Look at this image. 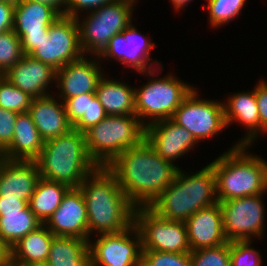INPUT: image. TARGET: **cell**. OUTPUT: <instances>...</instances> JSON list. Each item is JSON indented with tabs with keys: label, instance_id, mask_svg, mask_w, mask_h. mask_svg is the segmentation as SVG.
Wrapping results in <instances>:
<instances>
[{
	"label": "cell",
	"instance_id": "cell-34",
	"mask_svg": "<svg viewBox=\"0 0 267 266\" xmlns=\"http://www.w3.org/2000/svg\"><path fill=\"white\" fill-rule=\"evenodd\" d=\"M252 241L230 242L231 266H261L260 252L250 247Z\"/></svg>",
	"mask_w": 267,
	"mask_h": 266
},
{
	"label": "cell",
	"instance_id": "cell-13",
	"mask_svg": "<svg viewBox=\"0 0 267 266\" xmlns=\"http://www.w3.org/2000/svg\"><path fill=\"white\" fill-rule=\"evenodd\" d=\"M89 248L90 266H141V235L134 223L121 232L99 234Z\"/></svg>",
	"mask_w": 267,
	"mask_h": 266
},
{
	"label": "cell",
	"instance_id": "cell-11",
	"mask_svg": "<svg viewBox=\"0 0 267 266\" xmlns=\"http://www.w3.org/2000/svg\"><path fill=\"white\" fill-rule=\"evenodd\" d=\"M262 196L258 194L219 202L224 234L229 242L262 237L266 213Z\"/></svg>",
	"mask_w": 267,
	"mask_h": 266
},
{
	"label": "cell",
	"instance_id": "cell-5",
	"mask_svg": "<svg viewBox=\"0 0 267 266\" xmlns=\"http://www.w3.org/2000/svg\"><path fill=\"white\" fill-rule=\"evenodd\" d=\"M40 178L79 188L98 165L86 150L85 134L76 129L44 142L35 160Z\"/></svg>",
	"mask_w": 267,
	"mask_h": 266
},
{
	"label": "cell",
	"instance_id": "cell-46",
	"mask_svg": "<svg viewBox=\"0 0 267 266\" xmlns=\"http://www.w3.org/2000/svg\"><path fill=\"white\" fill-rule=\"evenodd\" d=\"M20 266H49L47 262H32L29 264H21Z\"/></svg>",
	"mask_w": 267,
	"mask_h": 266
},
{
	"label": "cell",
	"instance_id": "cell-4",
	"mask_svg": "<svg viewBox=\"0 0 267 266\" xmlns=\"http://www.w3.org/2000/svg\"><path fill=\"white\" fill-rule=\"evenodd\" d=\"M216 196V177L210 163L192 175L179 168L174 181L149 208L168 220L185 222L202 208L217 203Z\"/></svg>",
	"mask_w": 267,
	"mask_h": 266
},
{
	"label": "cell",
	"instance_id": "cell-40",
	"mask_svg": "<svg viewBox=\"0 0 267 266\" xmlns=\"http://www.w3.org/2000/svg\"><path fill=\"white\" fill-rule=\"evenodd\" d=\"M255 95L258 105L260 132L267 133V81H259L255 86Z\"/></svg>",
	"mask_w": 267,
	"mask_h": 266
},
{
	"label": "cell",
	"instance_id": "cell-14",
	"mask_svg": "<svg viewBox=\"0 0 267 266\" xmlns=\"http://www.w3.org/2000/svg\"><path fill=\"white\" fill-rule=\"evenodd\" d=\"M61 15L51 6L16 0L13 30L21 40L23 52L29 55L46 38L49 26Z\"/></svg>",
	"mask_w": 267,
	"mask_h": 266
},
{
	"label": "cell",
	"instance_id": "cell-31",
	"mask_svg": "<svg viewBox=\"0 0 267 266\" xmlns=\"http://www.w3.org/2000/svg\"><path fill=\"white\" fill-rule=\"evenodd\" d=\"M32 99L31 96L14 86L3 75L0 77V107L17 113H26Z\"/></svg>",
	"mask_w": 267,
	"mask_h": 266
},
{
	"label": "cell",
	"instance_id": "cell-42",
	"mask_svg": "<svg viewBox=\"0 0 267 266\" xmlns=\"http://www.w3.org/2000/svg\"><path fill=\"white\" fill-rule=\"evenodd\" d=\"M28 202L16 198H0V216L3 213L20 212L28 206Z\"/></svg>",
	"mask_w": 267,
	"mask_h": 266
},
{
	"label": "cell",
	"instance_id": "cell-8",
	"mask_svg": "<svg viewBox=\"0 0 267 266\" xmlns=\"http://www.w3.org/2000/svg\"><path fill=\"white\" fill-rule=\"evenodd\" d=\"M149 79L150 82L139 89H134L135 113L144 126L171 119L175 110L194 89L171 74L163 78ZM147 118L148 123L145 122Z\"/></svg>",
	"mask_w": 267,
	"mask_h": 266
},
{
	"label": "cell",
	"instance_id": "cell-27",
	"mask_svg": "<svg viewBox=\"0 0 267 266\" xmlns=\"http://www.w3.org/2000/svg\"><path fill=\"white\" fill-rule=\"evenodd\" d=\"M49 266H90L89 241L55 236L50 245Z\"/></svg>",
	"mask_w": 267,
	"mask_h": 266
},
{
	"label": "cell",
	"instance_id": "cell-7",
	"mask_svg": "<svg viewBox=\"0 0 267 266\" xmlns=\"http://www.w3.org/2000/svg\"><path fill=\"white\" fill-rule=\"evenodd\" d=\"M136 1L116 0L91 11L83 20L76 18L84 55L90 53L98 56L113 36L121 33L132 23V11Z\"/></svg>",
	"mask_w": 267,
	"mask_h": 266
},
{
	"label": "cell",
	"instance_id": "cell-1",
	"mask_svg": "<svg viewBox=\"0 0 267 266\" xmlns=\"http://www.w3.org/2000/svg\"><path fill=\"white\" fill-rule=\"evenodd\" d=\"M107 167L135 208L149 207L174 181L179 170L173 162L158 155L146 139L123 151Z\"/></svg>",
	"mask_w": 267,
	"mask_h": 266
},
{
	"label": "cell",
	"instance_id": "cell-37",
	"mask_svg": "<svg viewBox=\"0 0 267 266\" xmlns=\"http://www.w3.org/2000/svg\"><path fill=\"white\" fill-rule=\"evenodd\" d=\"M19 113L0 107V154L11 144Z\"/></svg>",
	"mask_w": 267,
	"mask_h": 266
},
{
	"label": "cell",
	"instance_id": "cell-21",
	"mask_svg": "<svg viewBox=\"0 0 267 266\" xmlns=\"http://www.w3.org/2000/svg\"><path fill=\"white\" fill-rule=\"evenodd\" d=\"M3 76L32 98H38L50 95L46 90L56 80V69L25 55Z\"/></svg>",
	"mask_w": 267,
	"mask_h": 266
},
{
	"label": "cell",
	"instance_id": "cell-23",
	"mask_svg": "<svg viewBox=\"0 0 267 266\" xmlns=\"http://www.w3.org/2000/svg\"><path fill=\"white\" fill-rule=\"evenodd\" d=\"M224 115L227 127L230 123L240 122L247 128V134L239 140L238 146H252L260 133V119L255 88L251 92H238L224 102Z\"/></svg>",
	"mask_w": 267,
	"mask_h": 266
},
{
	"label": "cell",
	"instance_id": "cell-39",
	"mask_svg": "<svg viewBox=\"0 0 267 266\" xmlns=\"http://www.w3.org/2000/svg\"><path fill=\"white\" fill-rule=\"evenodd\" d=\"M114 1L116 0H67L64 16L78 18L80 11L90 12Z\"/></svg>",
	"mask_w": 267,
	"mask_h": 266
},
{
	"label": "cell",
	"instance_id": "cell-38",
	"mask_svg": "<svg viewBox=\"0 0 267 266\" xmlns=\"http://www.w3.org/2000/svg\"><path fill=\"white\" fill-rule=\"evenodd\" d=\"M89 93L65 99L64 105L70 124L73 126L83 114H87Z\"/></svg>",
	"mask_w": 267,
	"mask_h": 266
},
{
	"label": "cell",
	"instance_id": "cell-18",
	"mask_svg": "<svg viewBox=\"0 0 267 266\" xmlns=\"http://www.w3.org/2000/svg\"><path fill=\"white\" fill-rule=\"evenodd\" d=\"M145 139L158 155L170 162L189 152L198 143L188 130L172 119L146 125Z\"/></svg>",
	"mask_w": 267,
	"mask_h": 266
},
{
	"label": "cell",
	"instance_id": "cell-20",
	"mask_svg": "<svg viewBox=\"0 0 267 266\" xmlns=\"http://www.w3.org/2000/svg\"><path fill=\"white\" fill-rule=\"evenodd\" d=\"M191 251L216 247L228 242L223 230L219 202L202 208L185 221Z\"/></svg>",
	"mask_w": 267,
	"mask_h": 266
},
{
	"label": "cell",
	"instance_id": "cell-6",
	"mask_svg": "<svg viewBox=\"0 0 267 266\" xmlns=\"http://www.w3.org/2000/svg\"><path fill=\"white\" fill-rule=\"evenodd\" d=\"M84 134L89 157L98 166H108L145 139V126L136 115H108Z\"/></svg>",
	"mask_w": 267,
	"mask_h": 266
},
{
	"label": "cell",
	"instance_id": "cell-24",
	"mask_svg": "<svg viewBox=\"0 0 267 266\" xmlns=\"http://www.w3.org/2000/svg\"><path fill=\"white\" fill-rule=\"evenodd\" d=\"M44 142L31 115L28 112L19 113L12 142L0 157L8 160L35 161L42 152Z\"/></svg>",
	"mask_w": 267,
	"mask_h": 266
},
{
	"label": "cell",
	"instance_id": "cell-43",
	"mask_svg": "<svg viewBox=\"0 0 267 266\" xmlns=\"http://www.w3.org/2000/svg\"><path fill=\"white\" fill-rule=\"evenodd\" d=\"M28 1L49 5L52 8H54L60 15H64L65 8L67 5V0H28Z\"/></svg>",
	"mask_w": 267,
	"mask_h": 266
},
{
	"label": "cell",
	"instance_id": "cell-45",
	"mask_svg": "<svg viewBox=\"0 0 267 266\" xmlns=\"http://www.w3.org/2000/svg\"><path fill=\"white\" fill-rule=\"evenodd\" d=\"M193 0H171L173 8H176V11L183 9L189 2Z\"/></svg>",
	"mask_w": 267,
	"mask_h": 266
},
{
	"label": "cell",
	"instance_id": "cell-36",
	"mask_svg": "<svg viewBox=\"0 0 267 266\" xmlns=\"http://www.w3.org/2000/svg\"><path fill=\"white\" fill-rule=\"evenodd\" d=\"M107 116L108 115L96 96V92L89 93L87 114H83L72 127L81 133H85Z\"/></svg>",
	"mask_w": 267,
	"mask_h": 266
},
{
	"label": "cell",
	"instance_id": "cell-15",
	"mask_svg": "<svg viewBox=\"0 0 267 266\" xmlns=\"http://www.w3.org/2000/svg\"><path fill=\"white\" fill-rule=\"evenodd\" d=\"M155 44L145 39L132 23L121 33L113 36L104 50L97 56L100 58H115L127 67H132L140 74H148L155 77L154 68L151 69L155 61L150 62V55ZM148 62L149 65H148ZM154 70V71H153Z\"/></svg>",
	"mask_w": 267,
	"mask_h": 266
},
{
	"label": "cell",
	"instance_id": "cell-22",
	"mask_svg": "<svg viewBox=\"0 0 267 266\" xmlns=\"http://www.w3.org/2000/svg\"><path fill=\"white\" fill-rule=\"evenodd\" d=\"M28 113L44 141L64 135L73 129L64 102H57L52 95L33 98Z\"/></svg>",
	"mask_w": 267,
	"mask_h": 266
},
{
	"label": "cell",
	"instance_id": "cell-28",
	"mask_svg": "<svg viewBox=\"0 0 267 266\" xmlns=\"http://www.w3.org/2000/svg\"><path fill=\"white\" fill-rule=\"evenodd\" d=\"M69 189L65 184L42 178L38 180L28 204L42 224L59 208L63 196Z\"/></svg>",
	"mask_w": 267,
	"mask_h": 266
},
{
	"label": "cell",
	"instance_id": "cell-2",
	"mask_svg": "<svg viewBox=\"0 0 267 266\" xmlns=\"http://www.w3.org/2000/svg\"><path fill=\"white\" fill-rule=\"evenodd\" d=\"M79 189L86 202L88 241H91V233H117L134 223L135 207L107 166H97L85 177Z\"/></svg>",
	"mask_w": 267,
	"mask_h": 266
},
{
	"label": "cell",
	"instance_id": "cell-16",
	"mask_svg": "<svg viewBox=\"0 0 267 266\" xmlns=\"http://www.w3.org/2000/svg\"><path fill=\"white\" fill-rule=\"evenodd\" d=\"M44 225L57 237L88 240L87 209L81 190L70 188Z\"/></svg>",
	"mask_w": 267,
	"mask_h": 266
},
{
	"label": "cell",
	"instance_id": "cell-12",
	"mask_svg": "<svg viewBox=\"0 0 267 266\" xmlns=\"http://www.w3.org/2000/svg\"><path fill=\"white\" fill-rule=\"evenodd\" d=\"M196 88L175 110L172 120L188 130L197 142L215 137L227 128L223 102L198 98Z\"/></svg>",
	"mask_w": 267,
	"mask_h": 266
},
{
	"label": "cell",
	"instance_id": "cell-32",
	"mask_svg": "<svg viewBox=\"0 0 267 266\" xmlns=\"http://www.w3.org/2000/svg\"><path fill=\"white\" fill-rule=\"evenodd\" d=\"M208 2L209 23L213 28L229 23L237 17L246 0H206Z\"/></svg>",
	"mask_w": 267,
	"mask_h": 266
},
{
	"label": "cell",
	"instance_id": "cell-3",
	"mask_svg": "<svg viewBox=\"0 0 267 266\" xmlns=\"http://www.w3.org/2000/svg\"><path fill=\"white\" fill-rule=\"evenodd\" d=\"M235 144L210 164L216 177L217 202L267 191V161Z\"/></svg>",
	"mask_w": 267,
	"mask_h": 266
},
{
	"label": "cell",
	"instance_id": "cell-30",
	"mask_svg": "<svg viewBox=\"0 0 267 266\" xmlns=\"http://www.w3.org/2000/svg\"><path fill=\"white\" fill-rule=\"evenodd\" d=\"M24 56L21 40L13 29L0 33V73L2 75Z\"/></svg>",
	"mask_w": 267,
	"mask_h": 266
},
{
	"label": "cell",
	"instance_id": "cell-47",
	"mask_svg": "<svg viewBox=\"0 0 267 266\" xmlns=\"http://www.w3.org/2000/svg\"><path fill=\"white\" fill-rule=\"evenodd\" d=\"M0 1H13V2H15L16 0H0Z\"/></svg>",
	"mask_w": 267,
	"mask_h": 266
},
{
	"label": "cell",
	"instance_id": "cell-25",
	"mask_svg": "<svg viewBox=\"0 0 267 266\" xmlns=\"http://www.w3.org/2000/svg\"><path fill=\"white\" fill-rule=\"evenodd\" d=\"M102 76L97 84L96 96L107 115H136L135 92L130 85Z\"/></svg>",
	"mask_w": 267,
	"mask_h": 266
},
{
	"label": "cell",
	"instance_id": "cell-35",
	"mask_svg": "<svg viewBox=\"0 0 267 266\" xmlns=\"http://www.w3.org/2000/svg\"><path fill=\"white\" fill-rule=\"evenodd\" d=\"M141 266H192L190 254L142 251Z\"/></svg>",
	"mask_w": 267,
	"mask_h": 266
},
{
	"label": "cell",
	"instance_id": "cell-41",
	"mask_svg": "<svg viewBox=\"0 0 267 266\" xmlns=\"http://www.w3.org/2000/svg\"><path fill=\"white\" fill-rule=\"evenodd\" d=\"M14 7L13 1H0V33L13 29Z\"/></svg>",
	"mask_w": 267,
	"mask_h": 266
},
{
	"label": "cell",
	"instance_id": "cell-29",
	"mask_svg": "<svg viewBox=\"0 0 267 266\" xmlns=\"http://www.w3.org/2000/svg\"><path fill=\"white\" fill-rule=\"evenodd\" d=\"M41 225L42 222L29 205L20 212L3 213L0 216V239L11 249L21 238Z\"/></svg>",
	"mask_w": 267,
	"mask_h": 266
},
{
	"label": "cell",
	"instance_id": "cell-10",
	"mask_svg": "<svg viewBox=\"0 0 267 266\" xmlns=\"http://www.w3.org/2000/svg\"><path fill=\"white\" fill-rule=\"evenodd\" d=\"M84 55L76 18L61 15L50 26L46 38L29 54L58 70Z\"/></svg>",
	"mask_w": 267,
	"mask_h": 266
},
{
	"label": "cell",
	"instance_id": "cell-26",
	"mask_svg": "<svg viewBox=\"0 0 267 266\" xmlns=\"http://www.w3.org/2000/svg\"><path fill=\"white\" fill-rule=\"evenodd\" d=\"M55 235L42 224L21 238L11 249V266L32 262H47Z\"/></svg>",
	"mask_w": 267,
	"mask_h": 266
},
{
	"label": "cell",
	"instance_id": "cell-44",
	"mask_svg": "<svg viewBox=\"0 0 267 266\" xmlns=\"http://www.w3.org/2000/svg\"><path fill=\"white\" fill-rule=\"evenodd\" d=\"M0 266H11L10 248L0 239Z\"/></svg>",
	"mask_w": 267,
	"mask_h": 266
},
{
	"label": "cell",
	"instance_id": "cell-19",
	"mask_svg": "<svg viewBox=\"0 0 267 266\" xmlns=\"http://www.w3.org/2000/svg\"><path fill=\"white\" fill-rule=\"evenodd\" d=\"M39 179L36 161L0 157V198H16L29 203Z\"/></svg>",
	"mask_w": 267,
	"mask_h": 266
},
{
	"label": "cell",
	"instance_id": "cell-17",
	"mask_svg": "<svg viewBox=\"0 0 267 266\" xmlns=\"http://www.w3.org/2000/svg\"><path fill=\"white\" fill-rule=\"evenodd\" d=\"M85 56L87 55L56 70V87H59V95L61 93L59 97L63 101L81 94L96 92L97 84L104 73L101 72L99 67L101 64L96 55H92V60Z\"/></svg>",
	"mask_w": 267,
	"mask_h": 266
},
{
	"label": "cell",
	"instance_id": "cell-33",
	"mask_svg": "<svg viewBox=\"0 0 267 266\" xmlns=\"http://www.w3.org/2000/svg\"><path fill=\"white\" fill-rule=\"evenodd\" d=\"M192 266H231L230 242L190 252Z\"/></svg>",
	"mask_w": 267,
	"mask_h": 266
},
{
	"label": "cell",
	"instance_id": "cell-9",
	"mask_svg": "<svg viewBox=\"0 0 267 266\" xmlns=\"http://www.w3.org/2000/svg\"><path fill=\"white\" fill-rule=\"evenodd\" d=\"M134 224L141 235L142 251L190 254L185 222L168 220L149 207H137Z\"/></svg>",
	"mask_w": 267,
	"mask_h": 266
}]
</instances>
